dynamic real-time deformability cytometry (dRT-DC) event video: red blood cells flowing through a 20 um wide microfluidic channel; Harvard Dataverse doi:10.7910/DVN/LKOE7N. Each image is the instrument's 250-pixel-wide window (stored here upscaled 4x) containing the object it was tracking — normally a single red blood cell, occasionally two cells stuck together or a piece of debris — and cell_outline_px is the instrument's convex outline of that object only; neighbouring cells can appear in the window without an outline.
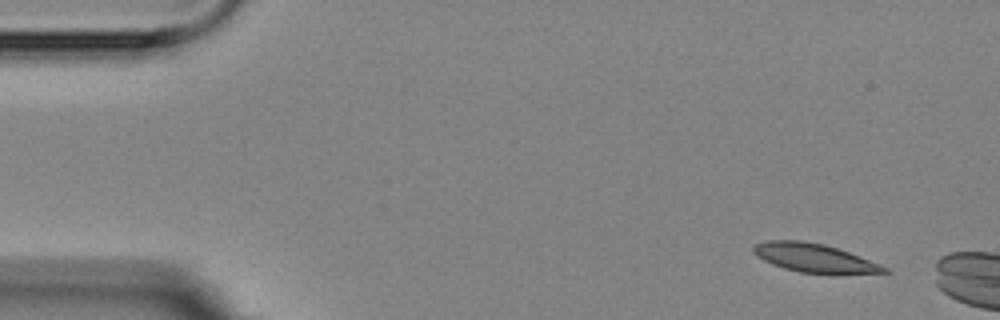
{"species": "Egyptian fruit bat (a non-hibernating species)", "species_latin": "Rousettus aegyptiacus", "temperature_condition": "room temperature", "stored_images_in_passage": 2, "camera_frame_rate_fps": 3000, "um_per_image_px": 0.085, "animal": {"sex": "female"}, "frame": {"image": 1, "passage_image": 1, "time_ms": 0.0, "image_size_px": [1000, 320], "cell_outline_px": [[892, 272], [836, 276], [800, 272], [784, 268], [772, 264], [756, 256], [752, 252], [752, 248], [756, 244], [764, 240], [800, 240], [824, 244], [848, 252], [880, 264], [888, 268]], "centroid_in_image_um": [69.26, 21.96], "position_along_channel_um": 15.7, "area_um2": 22.48}}